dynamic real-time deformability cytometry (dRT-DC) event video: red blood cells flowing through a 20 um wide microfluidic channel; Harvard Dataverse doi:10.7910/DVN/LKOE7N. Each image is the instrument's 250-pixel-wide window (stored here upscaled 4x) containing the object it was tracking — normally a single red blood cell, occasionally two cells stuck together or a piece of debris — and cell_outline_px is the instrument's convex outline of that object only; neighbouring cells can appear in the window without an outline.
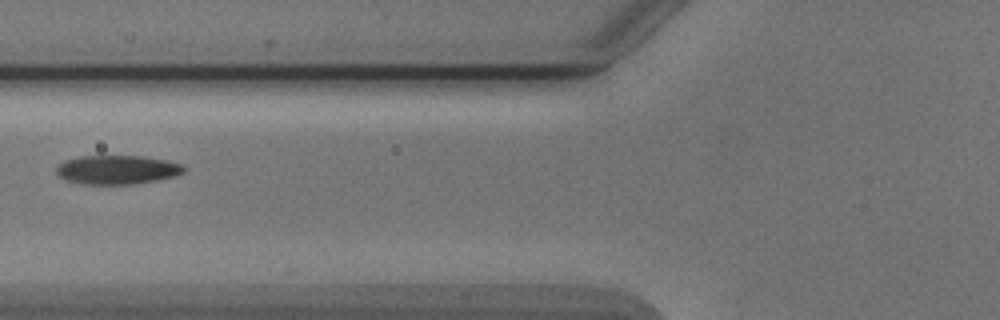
{"species": "Egyptian fruit bat (a non-hibernating species)", "species_latin": "Rousettus aegyptiacus", "temperature_condition": "cold", "stored_images_in_passage": 3, "camera_frame_rate_fps": 3000, "um_per_image_px": 0.085, "animal": {"sex": "male"}, "frame": {"image": 1, "passage_image": 3, "time_ms": 2.333, "image_size_px": [1000, 320], "cell_outline_px": [[184, 172], [176, 176], [156, 180], [132, 184], [84, 184], [68, 180], [60, 176], [56, 172], [56, 168], [64, 160], [80, 156], [140, 156], [168, 160], [184, 164]], "centroid_in_image_um": [9.99, 14.42], "position_along_channel_um": 115.8, "area_um2": 21.44}}